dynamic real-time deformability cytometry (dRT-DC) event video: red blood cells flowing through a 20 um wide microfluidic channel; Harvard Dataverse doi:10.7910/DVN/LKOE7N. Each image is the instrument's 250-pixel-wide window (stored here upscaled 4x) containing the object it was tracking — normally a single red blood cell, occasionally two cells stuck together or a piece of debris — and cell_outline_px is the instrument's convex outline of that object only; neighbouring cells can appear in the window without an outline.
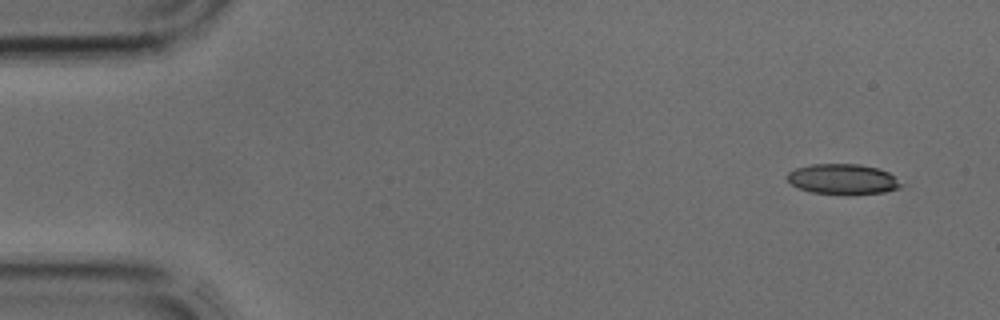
{"species": "common noctule bat (a hibernating species)", "species_latin": "Nyctalus noctula", "temperature_condition": "cold", "stored_images_in_passage": 4, "camera_frame_rate_fps": 3000, "um_per_image_px": 0.085, "animal": {"sex": "male", "body_mass_g": 17.9, "forearm_length_mm": 54.2}, "frame": {"image": 1, "passage_image": 1, "time_ms": 0.0, "image_size_px": [1000, 320], "cell_outline_px": [[904, 184], [900, 188], [884, 192], [848, 196], [812, 192], [800, 188], [792, 184], [788, 180], [788, 172], [796, 168], [812, 164], [860, 164], [880, 168], [888, 172]], "centroid_in_image_um": [71.69, 15.24], "position_along_channel_um": 13.3, "area_um2": 20.46}}
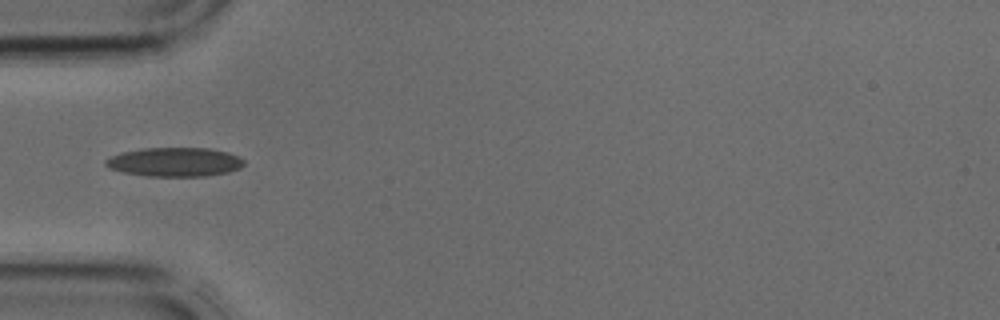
{"frame": {"image": 2, "passage_image": 4, "time_ms": 1.0, "image_size_px": [1000, 320], "cell_outline_px": [[244, 164], [240, 168], [228, 172], [204, 176], [148, 176], [124, 172], [108, 168], [104, 164], [104, 160], [120, 152], [144, 148], [208, 148], [228, 152], [244, 160]], "centroid_in_image_um": [14.83, 13.77], "position_along_channel_um": 70.2, "area_um2": 23.35}}